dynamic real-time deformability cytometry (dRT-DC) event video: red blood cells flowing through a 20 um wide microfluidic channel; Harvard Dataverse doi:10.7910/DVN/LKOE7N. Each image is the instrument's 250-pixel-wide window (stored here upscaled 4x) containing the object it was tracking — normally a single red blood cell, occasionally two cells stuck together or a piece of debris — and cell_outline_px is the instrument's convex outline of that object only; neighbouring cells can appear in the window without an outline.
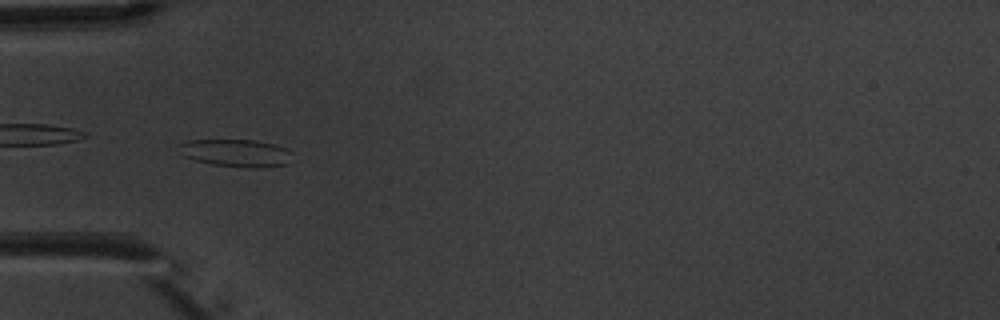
{"species": "common noctule bat (a hibernating species)", "species_latin": "Nyctalus noctula", "temperature_condition": "warm", "stored_images_in_passage": 8, "camera_frame_rate_fps": 3000, "um_per_image_px": 0.085, "animal": {"sex": "male", "body_mass_g": 20.1, "forearm_length_mm": 53.5}, "frame": {"image": 1, "passage_image": 6, "time_ms": 6.0, "image_size_px": [1000, 320], "cell_outline_px": [[292, 152], [288, 164], [260, 168], [248, 168], [212, 164], [196, 160], [184, 156], [176, 144], [188, 140], [252, 140], [276, 144], [288, 148]], "centroid_in_image_um": [20.09, 13.0], "position_along_channel_um": 64.9, "area_um2": 18.32}}
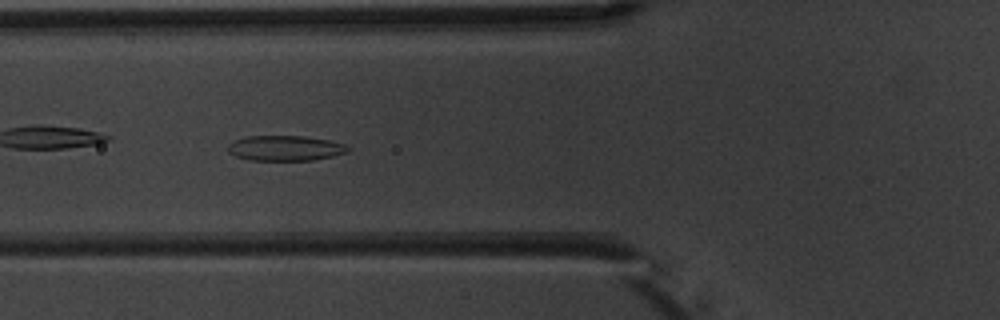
{"frame": {"image": 2, "passage_image": 7, "time_ms": 7.0, "image_size_px": [1000, 320], "cell_outline_px": [[352, 148], [344, 152], [332, 156], [312, 160], [248, 160], [236, 156], [228, 152], [228, 144], [232, 140], [244, 136], [304, 136], [328, 140], [344, 144]], "centroid_in_image_um": [24.18, 12.58], "position_along_channel_um": 101.6, "area_um2": 17.63}}
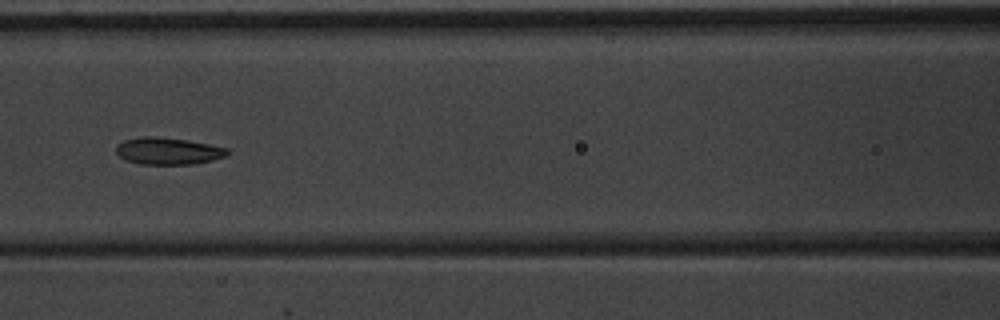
{"frame": {"image": 3, "passage_image": 8, "time_ms": 8.333, "image_size_px": [1000, 320], "cell_outline_px": [[228, 156], [212, 160], [192, 164], [140, 164], [124, 160], [116, 152], [116, 144], [124, 140], [140, 136], [156, 136], [188, 140], [228, 148]], "centroid_in_image_um": [14.26, 12.83], "position_along_channel_um": 152.3, "area_um2": 17.63}}